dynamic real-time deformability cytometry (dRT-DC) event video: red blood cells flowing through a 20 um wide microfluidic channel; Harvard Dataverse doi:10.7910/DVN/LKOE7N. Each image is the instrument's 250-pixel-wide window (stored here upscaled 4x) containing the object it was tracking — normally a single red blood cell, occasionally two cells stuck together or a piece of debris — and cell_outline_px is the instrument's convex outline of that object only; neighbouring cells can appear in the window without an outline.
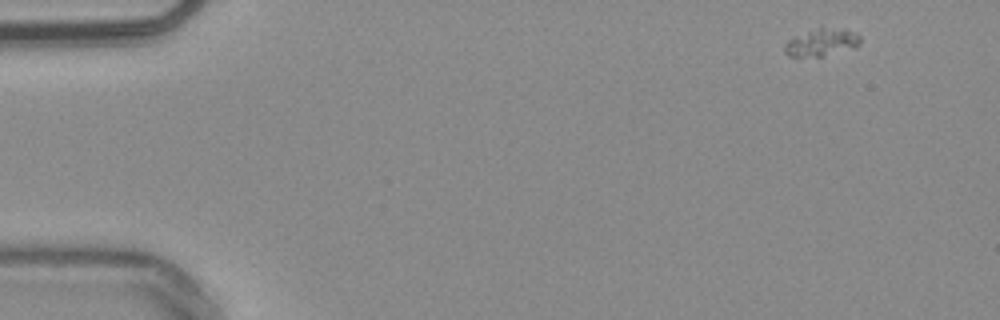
{"species": "common noctule bat (a hibernating species)", "species_latin": "Nyctalus noctula", "temperature_condition": "warm", "stored_images_in_passage": 8, "camera_frame_rate_fps": 3000, "um_per_image_px": 0.085, "animal": {"sex": "male", "body_mass_g": 20.4}, "frame": {"image": 1, "passage_image": 1, "time_ms": 0.0, "image_size_px": [1000, 320], "cell_outline_px": [[860, 44], [820, 56], [788, 56], [784, 52], [784, 44], [788, 40], [796, 36], [820, 28], [844, 28], [860, 36]], "centroid_in_image_um": [69.79, 3.59], "position_along_channel_um": 15.2, "area_um2": 11.44}}